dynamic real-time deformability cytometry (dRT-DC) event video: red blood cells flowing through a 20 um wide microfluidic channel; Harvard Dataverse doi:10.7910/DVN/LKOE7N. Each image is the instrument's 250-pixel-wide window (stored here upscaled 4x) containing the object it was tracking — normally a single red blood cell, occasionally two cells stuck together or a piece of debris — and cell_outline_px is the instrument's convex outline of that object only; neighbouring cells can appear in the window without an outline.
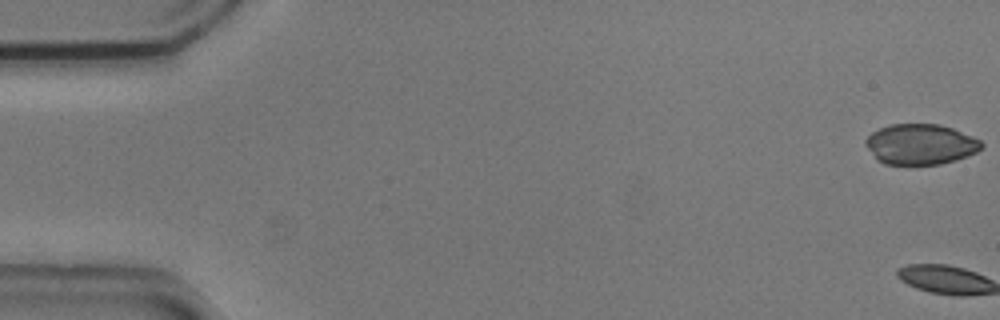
{"species": "common noctule bat (a hibernating species)", "species_latin": "Nyctalus noctula", "temperature_condition": "cold", "stored_images_in_passage": 3, "camera_frame_rate_fps": 3000, "um_per_image_px": 0.085, "animal": {"sex": "male", "body_mass_g": 20.5, "forearm_length_mm": 52.5}, "frame": {"image": 1, "passage_image": 1, "time_ms": 0.0, "image_size_px": [1000, 320], "cell_outline_px": [[984, 144], [976, 152], [968, 156], [956, 160], [940, 164], [884, 164], [876, 160], [864, 144], [864, 140], [872, 132], [880, 128], [892, 124], [940, 124], [952, 128], [972, 136], [980, 140]], "centroid_in_image_um": [78.22, 12.26], "position_along_channel_um": 6.8, "area_um2": 27.4}}